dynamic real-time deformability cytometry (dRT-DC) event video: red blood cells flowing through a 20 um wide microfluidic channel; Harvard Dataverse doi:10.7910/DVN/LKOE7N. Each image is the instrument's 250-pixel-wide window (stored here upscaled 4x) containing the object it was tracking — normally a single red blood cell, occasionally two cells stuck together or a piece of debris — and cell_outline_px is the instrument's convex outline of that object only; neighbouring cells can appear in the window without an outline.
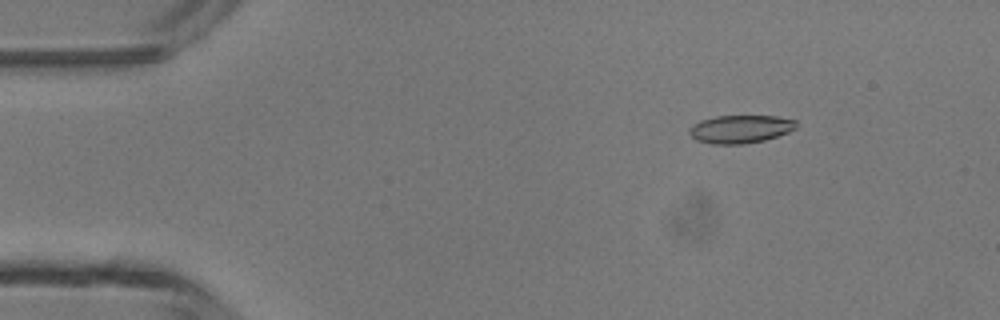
{"species": "common noctule bat (a hibernating species)", "species_latin": "Nyctalus noctula", "temperature_condition": "room temperature", "stored_images_in_passage": 46, "camera_frame_rate_fps": 3000, "um_per_image_px": 0.085, "animal": {"sex": "male", "body_mass_g": 13.3}, "frame": {"image": 1, "passage_image": 5, "time_ms": 1.333, "image_size_px": [1000, 320], "cell_outline_px": [[796, 128], [788, 132], [764, 140], [744, 144], [712, 144], [696, 140], [688, 132], [692, 124], [700, 120], [716, 116], [776, 116], [796, 120]], "centroid_in_image_um": [62.91, 10.97], "position_along_channel_um": 22.1, "area_um2": 17.46}}
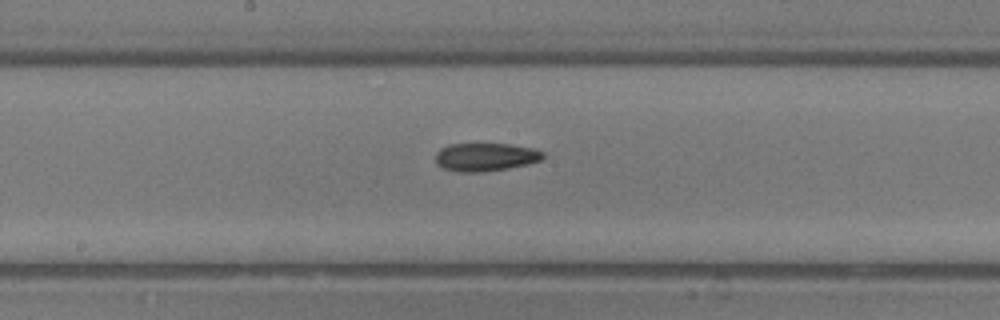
{"frame": {"image": 2, "passage_image": 23, "time_ms": 7.333, "image_size_px": [1000, 320], "cell_outline_px": [[544, 156], [540, 160], [528, 164], [508, 168], [480, 172], [456, 172], [444, 168], [436, 164], [436, 152], [440, 148], [448, 144], [508, 144], [532, 148], [544, 152]], "centroid_in_image_um": [41.23, 13.34], "position_along_channel_um": 207.0, "area_um2": 17.63}}
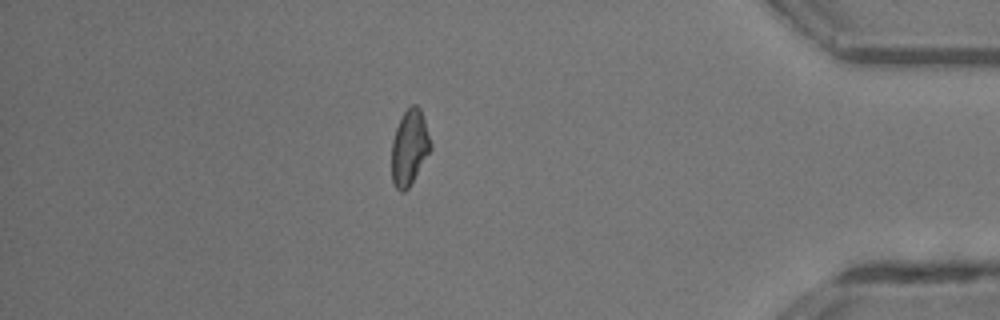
{"frame": {"image": 3, "passage_image": 39, "time_ms": 12.667, "image_size_px": [1000, 320], "cell_outline_px": [[432, 148], [408, 188], [404, 192], [400, 192], [396, 188], [392, 180], [392, 140], [396, 128], [404, 112], [412, 104], [416, 104], [420, 108], [432, 144]], "centroid_in_image_um": [34.8, 12.54], "position_along_channel_um": 400.4, "area_um2": 16.94}, "authors_computed_cell_mechanics": {"area_um2": 17.5712, "velocity_mm_per_s": 4.4071, "shape_relaxation_time_tau1_ms": null, "shape_relaxation_time_tau2_ms": 4.344, "deformation_change_tau1": null, "deformation_change_tau2": 0.1243}}